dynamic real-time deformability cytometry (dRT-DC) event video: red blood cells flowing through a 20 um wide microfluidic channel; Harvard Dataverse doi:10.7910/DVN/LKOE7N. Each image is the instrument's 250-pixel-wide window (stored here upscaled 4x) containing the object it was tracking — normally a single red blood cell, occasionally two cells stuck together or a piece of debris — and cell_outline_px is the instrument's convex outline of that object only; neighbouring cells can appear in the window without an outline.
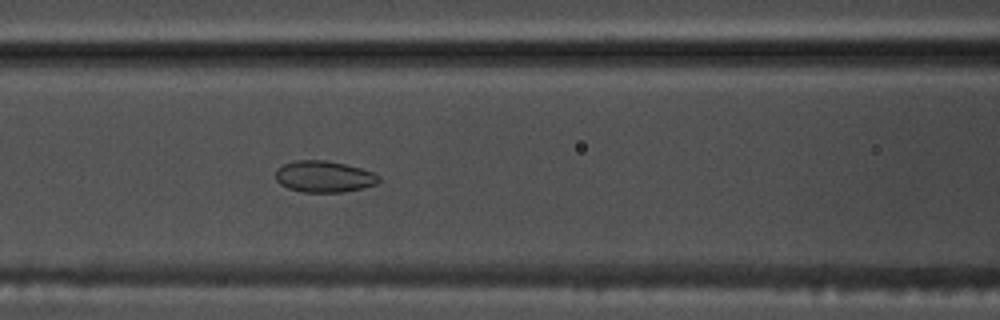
{"species": "common noctule bat (a hibernating species)", "species_latin": "Nyctalus noctula", "temperature_condition": "warm", "stored_images_in_passage": 50, "camera_frame_rate_fps": 3000, "um_per_image_px": 0.085, "animal": {"sex": "male", "body_mass_g": 17.5, "forearm_length_mm": 52.3}, "frame": {"image": 1, "passage_image": 19, "time_ms": 6.0, "image_size_px": [1000, 320], "cell_outline_px": [[380, 180], [376, 184], [364, 188], [340, 192], [304, 192], [288, 188], [280, 184], [276, 180], [276, 168], [284, 164], [296, 160], [324, 160], [344, 164], [360, 168], [372, 172], [380, 176]], "centroid_in_image_um": [27.53, 15.01], "position_along_channel_um": 139.1, "area_um2": 18.84}}
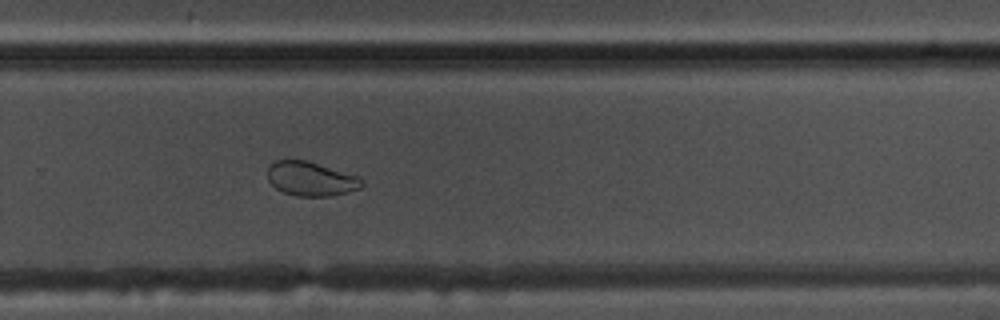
{"frame": {"image": 2, "passage_image": 32, "time_ms": 10.333, "image_size_px": [1000, 320], "cell_outline_px": [[364, 184], [360, 188], [348, 192], [332, 196], [296, 196], [284, 192], [276, 188], [268, 180], [268, 164], [276, 160], [304, 160], [360, 176], [364, 180]], "centroid_in_image_um": [26.44, 15.2], "position_along_channel_um": 303.4, "area_um2": 18.84}}
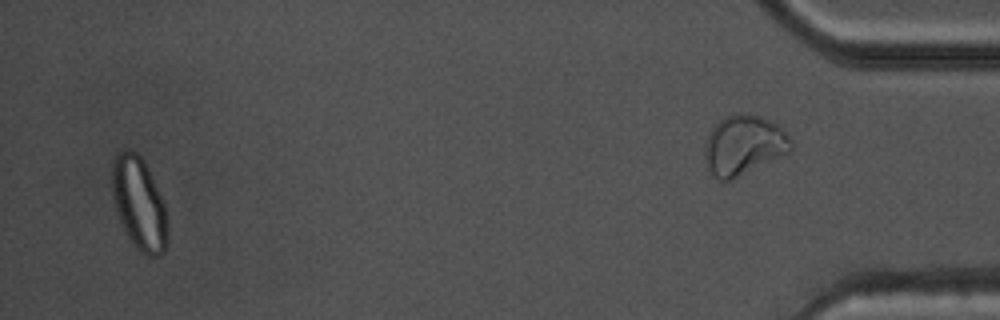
{"frame": {"image": 3, "passage_image": 48, "time_ms": 15.667, "image_size_px": [1000, 320], "cell_outline_px": [[168, 240], [164, 252], [160, 256], [148, 256], [140, 252], [136, 248], [128, 236], [116, 212], [112, 200], [112, 160], [124, 148], [132, 148], [144, 160], [148, 168], [164, 204], [168, 224]], "centroid_in_image_um": [11.82, 17.3], "position_along_channel_um": 423.4, "area_um2": 30.23}, "authors_computed_cell_mechanics": {"area_um2": 22.9177, "velocity_mm_per_s": 3.8045, "shape_relaxation_time_tau1_ms": null, "shape_relaxation_time_tau2_ms": 1.2837, "deformation_change_tau1": null, "deformation_change_tau2": 0.0554}}